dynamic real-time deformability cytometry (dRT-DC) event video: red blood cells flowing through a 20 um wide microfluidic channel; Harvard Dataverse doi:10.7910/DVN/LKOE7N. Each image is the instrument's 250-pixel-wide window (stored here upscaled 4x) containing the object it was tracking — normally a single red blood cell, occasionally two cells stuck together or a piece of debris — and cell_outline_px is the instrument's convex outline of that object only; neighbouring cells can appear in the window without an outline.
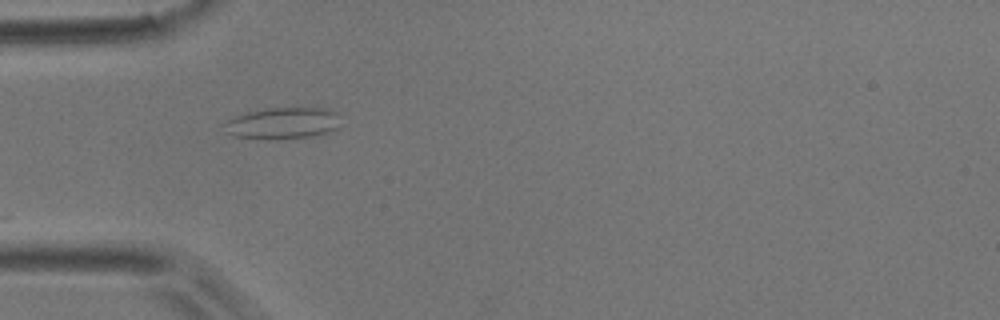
{"species": "common noctule bat (a hibernating species)", "species_latin": "Nyctalus noctula", "temperature_condition": "room temperature", "stored_images_in_passage": 19, "camera_frame_rate_fps": 3000, "um_per_image_px": 0.085, "animal": {"sex": "male", "body_mass_g": 17.9}, "frame": {"image": 1, "passage_image": 1, "time_ms": 0.0, "image_size_px": [1000, 320], "cell_outline_px": [[340, 128], [328, 132], [312, 136], [276, 140], [268, 140], [232, 136], [220, 124], [236, 116], [248, 112], [268, 108], [328, 108], [336, 112]], "centroid_in_image_um": [24.02, 10.49], "position_along_channel_um": 61.0, "area_um2": 21.62}}
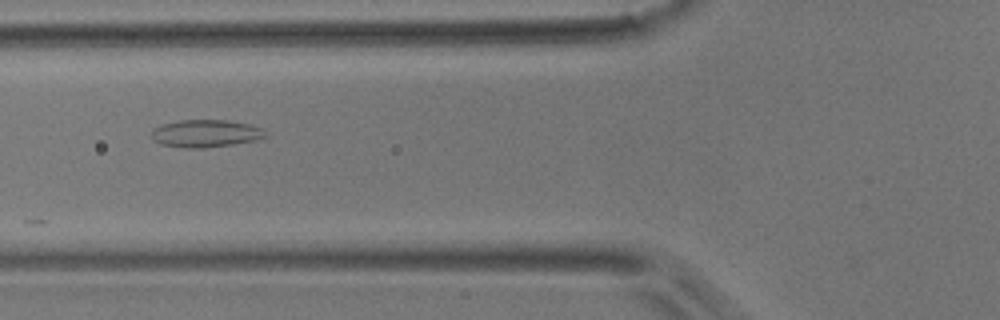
{"frame": {"image": 2, "passage_image": 5, "time_ms": 1.333, "image_size_px": [1000, 320], "cell_outline_px": [[268, 136], [256, 140], [232, 144], [200, 148], [184, 148], [160, 144], [152, 140], [152, 128], [164, 124], [180, 120], [228, 120], [248, 124], [264, 128]], "centroid_in_image_um": [17.49, 11.34], "position_along_channel_um": 108.3, "area_um2": 18.32}}
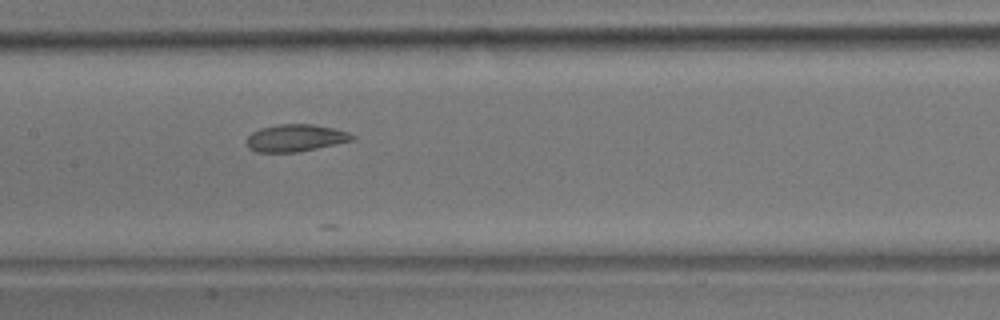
{"frame": {"image": 3, "passage_image": 11, "time_ms": 3.333, "image_size_px": [1000, 320], "cell_outline_px": [[356, 136], [352, 140], [336, 144], [296, 152], [256, 152], [248, 148], [248, 136], [252, 132], [260, 128], [276, 124], [312, 124], [332, 128], [348, 132]], "centroid_in_image_um": [25.1, 11.72], "position_along_channel_um": 182.3, "area_um2": 16.59}}